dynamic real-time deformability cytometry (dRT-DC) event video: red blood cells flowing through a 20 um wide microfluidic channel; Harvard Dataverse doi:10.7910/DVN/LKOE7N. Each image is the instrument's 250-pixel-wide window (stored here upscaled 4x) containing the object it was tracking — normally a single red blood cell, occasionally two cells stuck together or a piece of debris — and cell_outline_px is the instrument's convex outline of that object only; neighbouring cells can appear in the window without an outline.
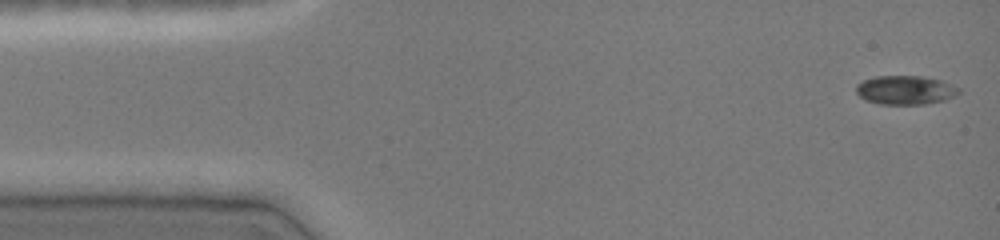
{"species": "common noctule bat (a hibernating species)", "species_latin": "Nyctalus noctula", "temperature_condition": "cold", "stored_images_in_passage": 46, "camera_frame_rate_fps": 3000, "um_per_image_px": 0.085, "animal": {"sex": "female", "body_mass_g": 19.0, "forearm_length_mm": 51.5}, "frame": {"image": 1, "passage_image": 1, "time_ms": 0.0, "image_size_px": [1000, 240], "cell_outline_px": [[960, 92], [944, 100], [924, 104], [880, 104], [864, 100], [856, 92], [856, 84], [864, 80], [876, 76], [920, 76], [940, 80], [960, 88]], "centroid_in_image_um": [76.92, 7.65], "position_along_channel_um": 8.1, "area_um2": 17.17}}
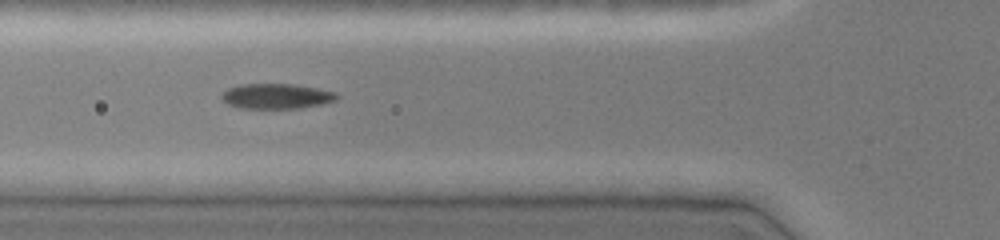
{"frame": {"image": 2, "passage_image": 16, "time_ms": 5.0, "image_size_px": [1000, 240], "cell_outline_px": [[340, 96], [336, 100], [320, 104], [300, 108], [240, 108], [228, 104], [220, 96], [228, 88], [240, 84], [292, 84], [316, 88], [336, 92]], "centroid_in_image_um": [23.5, 8.17], "position_along_channel_um": 102.3, "area_um2": 16.76}}
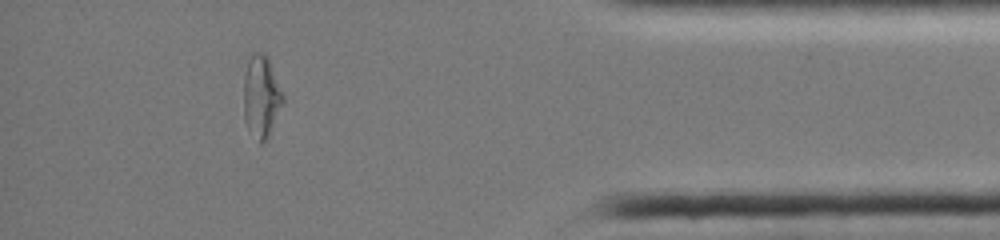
{"frame": {"image": 3, "passage_image": 41, "time_ms": 13.333, "image_size_px": [1000, 240], "cell_outline_px": [[284, 100], [268, 136], [260, 144], [248, 128], [244, 120], [244, 76], [248, 60], [252, 52], [264, 52], [268, 56], [284, 96]], "centroid_in_image_um": [22.2, 8.15], "position_along_channel_um": 413.0, "area_um2": 18.67}, "authors_computed_cell_mechanics": {"area_um2": 17.1377, "velocity_mm_per_s": 4.0746, "shape_relaxation_time_tau1_ms": null, "shape_relaxation_time_tau2_ms": 1.5758, "deformation_change_tau1": null, "deformation_change_tau2": 0.059}}